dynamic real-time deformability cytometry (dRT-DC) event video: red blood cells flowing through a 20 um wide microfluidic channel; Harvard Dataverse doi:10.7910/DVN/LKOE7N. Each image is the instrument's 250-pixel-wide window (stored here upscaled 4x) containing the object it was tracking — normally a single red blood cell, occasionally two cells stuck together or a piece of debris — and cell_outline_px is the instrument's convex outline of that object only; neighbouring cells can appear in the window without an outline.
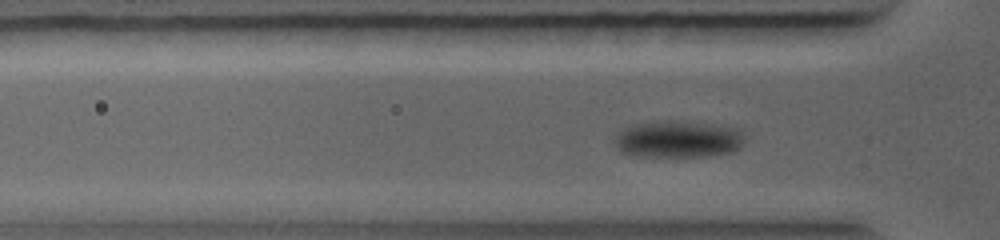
{"species": "common noctule bat (a hibernating species)", "species_latin": "Nyctalus noctula", "temperature_condition": "warm", "stored_images_in_passage": 44, "camera_frame_rate_fps": 5000, "um_per_image_px": 0.085, "animal": {"sex": "female", "body_mass_g": 19.0, "forearm_length_mm": 56.7}, "frame": {"image": 1, "passage_image": 12, "time_ms": 2.8, "image_size_px": [1000, 240], "cell_outline_px": [[740, 148], [732, 152], [708, 156], [636, 156], [620, 152], [616, 144], [616, 136], [628, 124], [652, 120], [672, 120], [712, 124], [736, 128], [740, 136]], "centroid_in_image_um": [57.54, 11.81], "position_along_channel_um": 68.3, "area_um2": 27.92}}
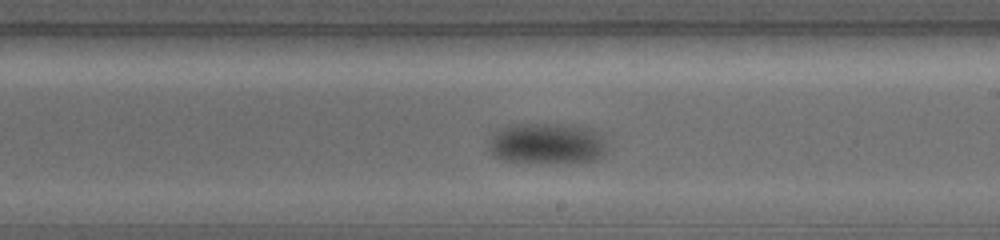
{"frame": {"image": 2, "passage_image": 24, "time_ms": 6.6, "image_size_px": [1000, 240], "cell_outline_px": [[604, 152], [596, 160], [504, 160], [492, 156], [488, 152], [488, 148], [492, 136], [496, 128], [508, 124], [576, 124], [592, 128], [604, 140]], "centroid_in_image_um": [46.41, 12.12], "position_along_channel_um": 242.6, "area_um2": 27.57}}
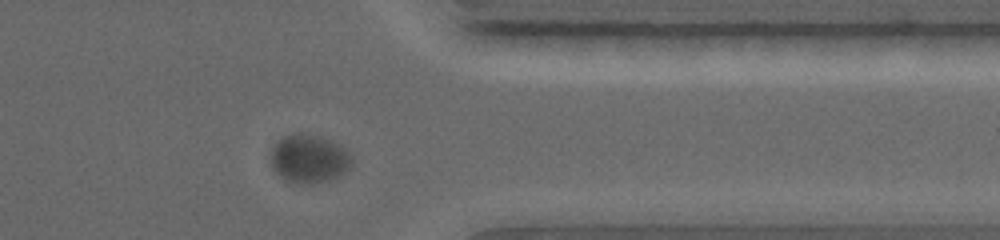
{"frame": {"image": 3, "passage_image": 37, "time_ms": 9.8, "image_size_px": [1000, 240], "cell_outline_px": [[352, 164], [340, 176], [332, 180], [312, 184], [296, 184], [284, 180], [272, 168], [272, 148], [284, 136], [292, 132], [296, 132], [320, 136], [332, 140], [340, 144], [348, 152], [352, 160]], "centroid_in_image_um": [26.28, 13.5], "position_along_channel_um": 385.1, "area_um2": 23.12}}